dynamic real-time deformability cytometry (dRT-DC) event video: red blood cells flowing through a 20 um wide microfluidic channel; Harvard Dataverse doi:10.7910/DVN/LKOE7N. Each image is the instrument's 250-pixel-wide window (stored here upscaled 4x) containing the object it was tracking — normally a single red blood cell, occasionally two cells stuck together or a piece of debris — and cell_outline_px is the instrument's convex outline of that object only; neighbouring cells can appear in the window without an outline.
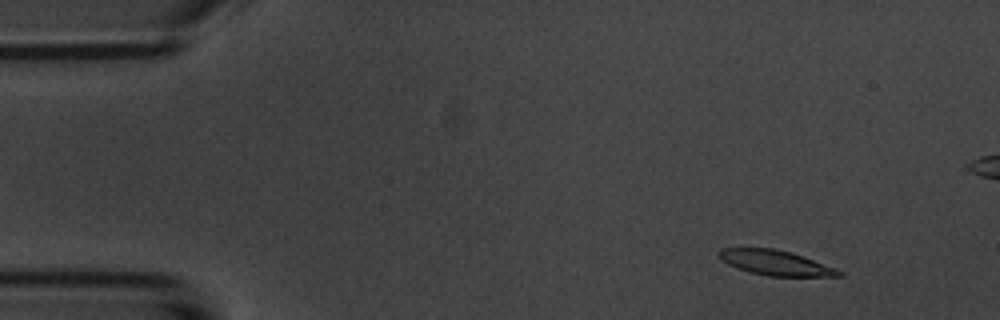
{"species": "common noctule bat (a hibernating species)", "species_latin": "Nyctalus noctula", "temperature_condition": "room temperature", "stored_images_in_passage": 5, "camera_frame_rate_fps": 3000, "um_per_image_px": 0.085, "animal": {"sex": "male", "body_mass_g": 20.1, "forearm_length_mm": 53.5}, "frame": {"image": 1, "passage_image": 1, "time_ms": 0.0, "image_size_px": [1000, 320], "cell_outline_px": [[844, 276], [768, 276], [748, 272], [736, 268], [720, 260], [716, 256], [716, 252], [720, 248], [772, 248], [804, 256], [844, 272]], "centroid_in_image_um": [65.84, 22.33], "position_along_channel_um": 19.2, "area_um2": 17.57}}